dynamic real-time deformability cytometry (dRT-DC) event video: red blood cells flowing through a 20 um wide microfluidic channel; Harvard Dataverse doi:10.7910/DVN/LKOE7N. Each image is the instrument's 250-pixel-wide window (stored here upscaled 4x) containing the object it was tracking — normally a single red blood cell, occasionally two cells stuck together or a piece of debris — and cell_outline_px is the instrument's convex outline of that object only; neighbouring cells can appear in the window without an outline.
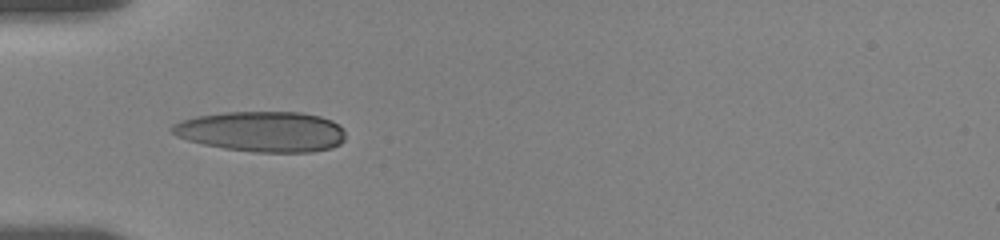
{"species": "human", "species_latin": "Homo sapiens", "temperature_condition": "room temperature", "stored_images_in_passage": 14, "camera_frame_rate_fps": 3000, "um_per_image_px": 0.085, "donor": {"sex": "female"}, "frame": {"image": 1, "passage_image": 1, "time_ms": 0.0, "image_size_px": [1000, 240], "cell_outline_px": [[344, 140], [340, 144], [332, 148], [312, 152], [252, 152], [224, 148], [204, 144], [188, 140], [176, 136], [168, 128], [172, 124], [180, 120], [196, 116], [224, 112], [300, 112], [320, 116], [332, 120], [344, 128]], "centroid_in_image_um": [22.26, 11.18], "position_along_channel_um": 62.7, "area_um2": 41.21}}
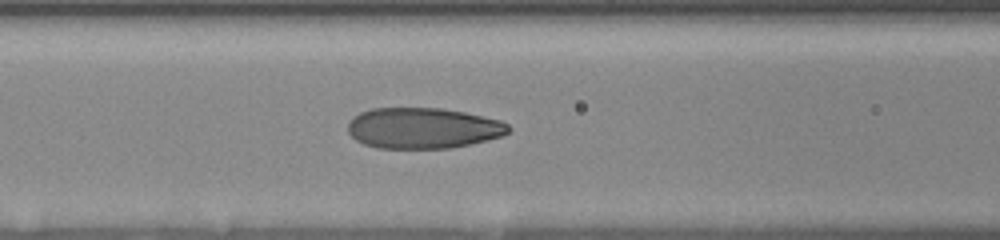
{"frame": {"image": 2, "passage_image": 8, "time_ms": 2.0, "image_size_px": [1000, 240], "cell_outline_px": [[512, 128], [508, 132], [500, 136], [488, 140], [452, 148], [376, 148], [364, 144], [356, 140], [348, 132], [348, 120], [352, 116], [360, 112], [372, 108], [444, 108], [464, 112], [500, 120], [508, 124]], "centroid_in_image_um": [35.93, 10.88], "position_along_channel_um": 130.7, "area_um2": 38.44}}
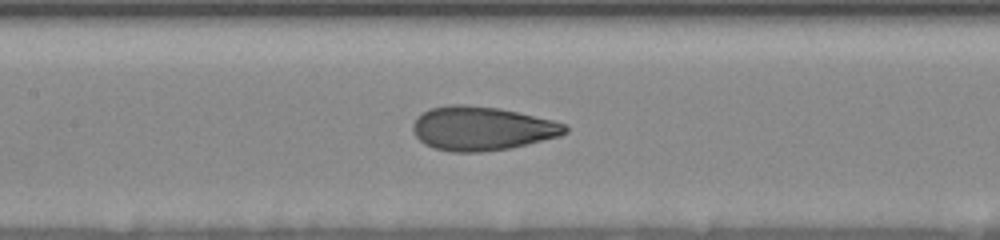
{"frame": {"image": 3, "passage_image": 12, "time_ms": 3.0, "image_size_px": [1000, 240], "cell_outline_px": [[568, 132], [560, 136], [512, 148], [480, 152], [452, 152], [432, 148], [424, 144], [412, 132], [412, 124], [416, 116], [432, 108], [448, 104], [464, 104], [500, 108], [552, 120], [564, 124], [568, 128]], "centroid_in_image_um": [40.93, 10.92], "position_along_channel_um": 166.5, "area_um2": 39.19}}